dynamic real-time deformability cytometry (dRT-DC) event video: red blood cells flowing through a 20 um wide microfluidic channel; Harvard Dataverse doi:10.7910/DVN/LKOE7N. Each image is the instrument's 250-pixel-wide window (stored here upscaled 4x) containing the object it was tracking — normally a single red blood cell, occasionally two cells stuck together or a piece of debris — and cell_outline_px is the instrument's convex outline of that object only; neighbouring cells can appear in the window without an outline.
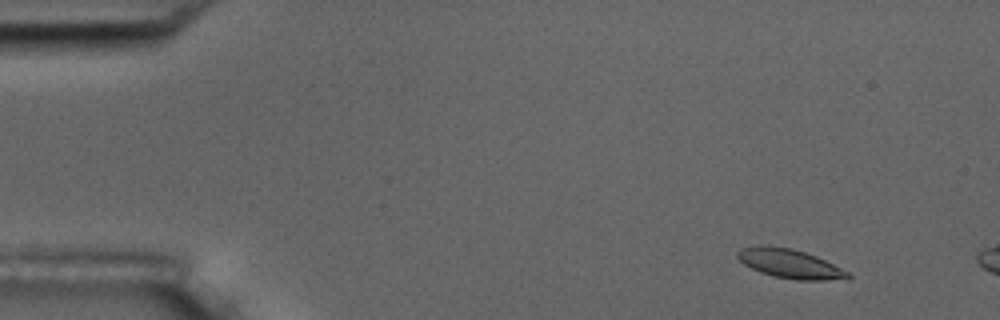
{"species": "common noctule bat (a hibernating species)", "species_latin": "Nyctalus noctula", "temperature_condition": "room temperature", "stored_images_in_passage": 3, "camera_frame_rate_fps": 3000, "um_per_image_px": 0.085, "animal": {"sex": "male", "body_mass_g": 17.5, "forearm_length_mm": 52.3}, "frame": {"image": 1, "passage_image": 1, "time_ms": 0.0, "image_size_px": [1000, 320], "cell_outline_px": [[852, 276], [848, 280], [796, 280], [772, 276], [760, 272], [744, 264], [736, 256], [736, 252], [740, 248], [760, 244], [764, 244], [792, 248], [816, 256], [848, 272]], "centroid_in_image_um": [67.11, 22.41], "position_along_channel_um": 17.9, "area_um2": 18.96}}